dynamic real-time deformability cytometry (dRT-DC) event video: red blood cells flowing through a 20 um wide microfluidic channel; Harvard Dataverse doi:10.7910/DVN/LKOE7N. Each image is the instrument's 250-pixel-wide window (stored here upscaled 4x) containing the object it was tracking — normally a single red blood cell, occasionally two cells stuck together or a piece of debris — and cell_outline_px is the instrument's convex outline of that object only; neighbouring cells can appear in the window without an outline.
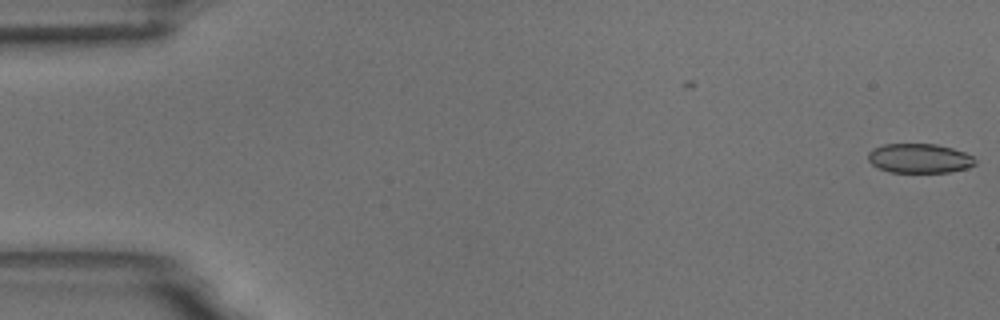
{"species": "common noctule bat (a hibernating species)", "species_latin": "Nyctalus noctula", "temperature_condition": "room temperature", "stored_images_in_passage": 2, "camera_frame_rate_fps": 3000, "um_per_image_px": 0.085, "animal": {"sex": "male", "body_mass_g": 18.8}, "frame": {"image": 1, "passage_image": 2, "time_ms": 1.333, "image_size_px": [1000, 320], "cell_outline_px": [[976, 164], [968, 168], [948, 172], [888, 172], [876, 168], [868, 160], [868, 152], [872, 148], [884, 144], [936, 144], [952, 148], [964, 152], [972, 156], [976, 160]], "centroid_in_image_um": [78.12, 13.46], "position_along_channel_um": 6.9, "area_um2": 18.5}}